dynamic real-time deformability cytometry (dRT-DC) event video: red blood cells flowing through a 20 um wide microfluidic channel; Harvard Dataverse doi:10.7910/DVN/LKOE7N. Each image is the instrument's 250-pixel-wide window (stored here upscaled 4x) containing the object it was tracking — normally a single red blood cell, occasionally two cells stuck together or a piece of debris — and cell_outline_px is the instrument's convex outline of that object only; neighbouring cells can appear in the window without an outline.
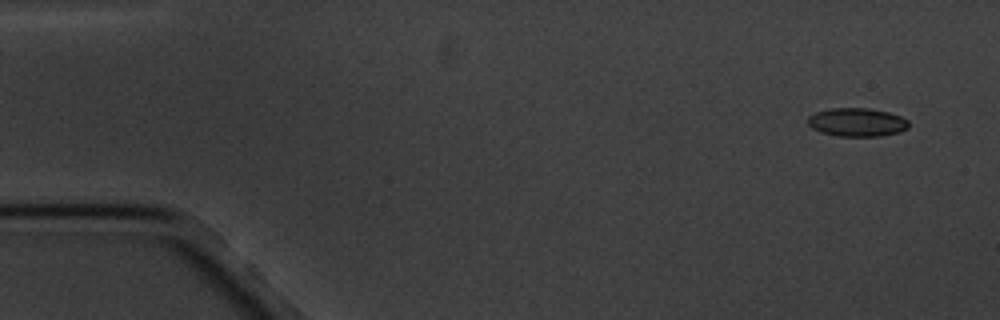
{"species": "common noctule bat (a hibernating species)", "species_latin": "Nyctalus noctula", "temperature_condition": "cold", "stored_images_in_passage": 5, "camera_frame_rate_fps": 3000, "um_per_image_px": 0.085, "animal": {"sex": "male", "body_mass_g": 20.1, "forearm_length_mm": 53.5}, "frame": {"image": 1, "passage_image": 1, "time_ms": 0.0, "image_size_px": [1000, 320], "cell_outline_px": [[908, 128], [900, 132], [880, 136], [836, 136], [820, 132], [812, 128], [808, 124], [808, 116], [816, 112], [828, 108], [868, 108], [888, 112], [900, 116], [908, 120]], "centroid_in_image_um": [72.83, 10.39], "position_along_channel_um": 12.2, "area_um2": 16.82}}